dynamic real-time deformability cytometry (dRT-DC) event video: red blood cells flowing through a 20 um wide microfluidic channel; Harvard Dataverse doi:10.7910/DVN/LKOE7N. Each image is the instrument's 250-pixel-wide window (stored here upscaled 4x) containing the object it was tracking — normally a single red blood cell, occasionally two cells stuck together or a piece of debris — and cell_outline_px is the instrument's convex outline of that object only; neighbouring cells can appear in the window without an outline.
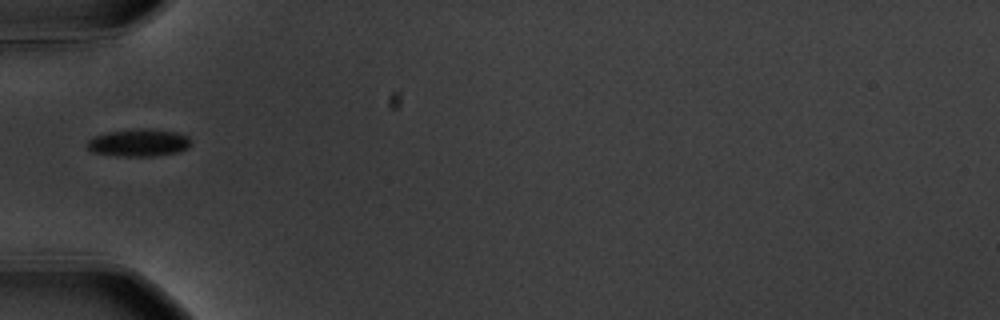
{"species": "common noctule bat (a hibernating species)", "species_latin": "Nyctalus noctula", "temperature_condition": "warm", "stored_images_in_passage": 38, "camera_frame_rate_fps": 3000, "um_per_image_px": 0.085, "animal": {"sex": "male", "body_mass_g": 20.1, "forearm_length_mm": 53.5}, "frame": {"image": 1, "passage_image": 1, "time_ms": 0.0, "image_size_px": [1000, 320], "cell_outline_px": [[192, 144], [188, 148], [180, 152], [156, 156], [116, 156], [92, 152], [84, 144], [92, 136], [108, 132], [140, 128], [152, 128], [176, 132], [188, 136]], "centroid_in_image_um": [11.79, 12.13], "position_along_channel_um": 73.2, "area_um2": 16.99}}
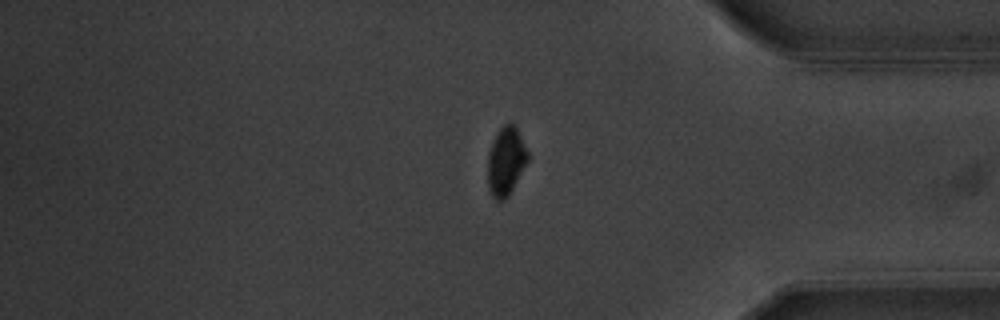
{"frame": {"image": 2, "passage_image": 29, "time_ms": 9.333, "image_size_px": [1000, 320], "cell_outline_px": [[528, 160], [508, 196], [504, 200], [496, 200], [492, 196], [488, 184], [488, 152], [492, 140], [496, 132], [508, 120], [516, 128], [528, 152]], "centroid_in_image_um": [42.98, 13.67], "position_along_channel_um": 392.2, "area_um2": 15.84}}
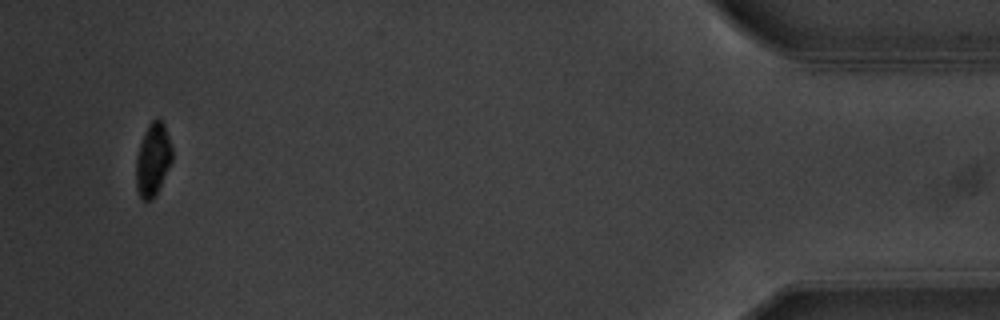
{"frame": {"image": 3, "passage_image": 36, "time_ms": 11.667, "image_size_px": [1000, 320], "cell_outline_px": [[172, 160], [152, 200], [144, 200], [140, 196], [136, 188], [136, 156], [144, 132], [148, 124], [156, 116], [160, 116], [164, 124], [172, 148]], "centroid_in_image_um": [12.98, 13.5], "position_along_channel_um": 422.2, "area_um2": 15.2}, "authors_computed_cell_mechanics": {"area_um2": 16.5886, "velocity_mm_per_s": 3.5906, "shape_relaxation_time_tau1_ms": 1.9444, "shape_relaxation_time_tau2_ms": null, "deformation_change_tau1": 0.1149, "deformation_change_tau2": null}}